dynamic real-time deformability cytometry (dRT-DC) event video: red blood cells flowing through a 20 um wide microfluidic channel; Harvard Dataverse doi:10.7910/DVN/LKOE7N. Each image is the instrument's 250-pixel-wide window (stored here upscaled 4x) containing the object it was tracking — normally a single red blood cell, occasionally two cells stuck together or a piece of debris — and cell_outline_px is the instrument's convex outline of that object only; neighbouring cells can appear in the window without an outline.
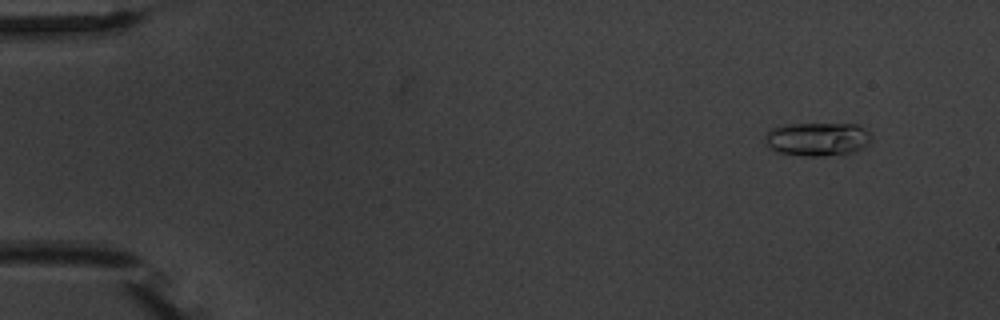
{"species": "common noctule bat (a hibernating species)", "species_latin": "Nyctalus noctula", "temperature_condition": "warm", "stored_images_in_passage": 5, "camera_frame_rate_fps": 3000, "um_per_image_px": 0.085, "animal": {"sex": "male", "body_mass_g": 20.1, "forearm_length_mm": 53.5}, "frame": {"image": 1, "passage_image": 2, "time_ms": 1.0, "image_size_px": [1000, 320], "cell_outline_px": [[872, 140], [864, 148], [852, 152], [824, 156], [804, 156], [776, 152], [768, 148], [764, 136], [772, 128], [784, 124], [856, 124], [864, 128], [872, 136]], "centroid_in_image_um": [69.48, 11.83], "position_along_channel_um": 15.5, "area_um2": 20.98}}